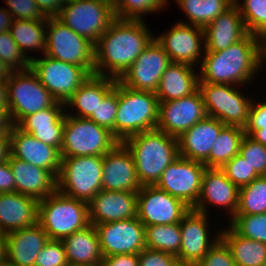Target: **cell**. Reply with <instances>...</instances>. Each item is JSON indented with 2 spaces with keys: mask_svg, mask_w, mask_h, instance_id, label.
<instances>
[{
  "mask_svg": "<svg viewBox=\"0 0 266 266\" xmlns=\"http://www.w3.org/2000/svg\"><path fill=\"white\" fill-rule=\"evenodd\" d=\"M118 143L119 141L109 129L89 118L66 114L61 157L104 156Z\"/></svg>",
  "mask_w": 266,
  "mask_h": 266,
  "instance_id": "obj_7",
  "label": "cell"
},
{
  "mask_svg": "<svg viewBox=\"0 0 266 266\" xmlns=\"http://www.w3.org/2000/svg\"><path fill=\"white\" fill-rule=\"evenodd\" d=\"M118 110V80L115 87L99 103L94 114L89 118L100 126L109 129L115 137V119Z\"/></svg>",
  "mask_w": 266,
  "mask_h": 266,
  "instance_id": "obj_42",
  "label": "cell"
},
{
  "mask_svg": "<svg viewBox=\"0 0 266 266\" xmlns=\"http://www.w3.org/2000/svg\"><path fill=\"white\" fill-rule=\"evenodd\" d=\"M234 86L237 85L198 83L207 116L216 118L225 125L244 128L254 98H248Z\"/></svg>",
  "mask_w": 266,
  "mask_h": 266,
  "instance_id": "obj_11",
  "label": "cell"
},
{
  "mask_svg": "<svg viewBox=\"0 0 266 266\" xmlns=\"http://www.w3.org/2000/svg\"><path fill=\"white\" fill-rule=\"evenodd\" d=\"M239 155L260 176H266V146L254 141L245 134L240 144Z\"/></svg>",
  "mask_w": 266,
  "mask_h": 266,
  "instance_id": "obj_45",
  "label": "cell"
},
{
  "mask_svg": "<svg viewBox=\"0 0 266 266\" xmlns=\"http://www.w3.org/2000/svg\"><path fill=\"white\" fill-rule=\"evenodd\" d=\"M12 70L0 59V81H7Z\"/></svg>",
  "mask_w": 266,
  "mask_h": 266,
  "instance_id": "obj_58",
  "label": "cell"
},
{
  "mask_svg": "<svg viewBox=\"0 0 266 266\" xmlns=\"http://www.w3.org/2000/svg\"><path fill=\"white\" fill-rule=\"evenodd\" d=\"M244 132L254 141L266 146V101L257 103L252 100Z\"/></svg>",
  "mask_w": 266,
  "mask_h": 266,
  "instance_id": "obj_44",
  "label": "cell"
},
{
  "mask_svg": "<svg viewBox=\"0 0 266 266\" xmlns=\"http://www.w3.org/2000/svg\"><path fill=\"white\" fill-rule=\"evenodd\" d=\"M230 226L242 237L266 244V213L257 215H234Z\"/></svg>",
  "mask_w": 266,
  "mask_h": 266,
  "instance_id": "obj_41",
  "label": "cell"
},
{
  "mask_svg": "<svg viewBox=\"0 0 266 266\" xmlns=\"http://www.w3.org/2000/svg\"><path fill=\"white\" fill-rule=\"evenodd\" d=\"M0 266H11V265L5 261L4 263L0 264Z\"/></svg>",
  "mask_w": 266,
  "mask_h": 266,
  "instance_id": "obj_62",
  "label": "cell"
},
{
  "mask_svg": "<svg viewBox=\"0 0 266 266\" xmlns=\"http://www.w3.org/2000/svg\"><path fill=\"white\" fill-rule=\"evenodd\" d=\"M7 85L8 111L13 125H17L24 117L57 103L31 68L12 71Z\"/></svg>",
  "mask_w": 266,
  "mask_h": 266,
  "instance_id": "obj_9",
  "label": "cell"
},
{
  "mask_svg": "<svg viewBox=\"0 0 266 266\" xmlns=\"http://www.w3.org/2000/svg\"><path fill=\"white\" fill-rule=\"evenodd\" d=\"M34 266H69L61 240H48L36 257Z\"/></svg>",
  "mask_w": 266,
  "mask_h": 266,
  "instance_id": "obj_47",
  "label": "cell"
},
{
  "mask_svg": "<svg viewBox=\"0 0 266 266\" xmlns=\"http://www.w3.org/2000/svg\"><path fill=\"white\" fill-rule=\"evenodd\" d=\"M4 2L13 19L45 20L47 18L37 7L35 0H4Z\"/></svg>",
  "mask_w": 266,
  "mask_h": 266,
  "instance_id": "obj_49",
  "label": "cell"
},
{
  "mask_svg": "<svg viewBox=\"0 0 266 266\" xmlns=\"http://www.w3.org/2000/svg\"><path fill=\"white\" fill-rule=\"evenodd\" d=\"M159 100L155 92L133 90L118 80V110L115 119V138H127L156 129Z\"/></svg>",
  "mask_w": 266,
  "mask_h": 266,
  "instance_id": "obj_4",
  "label": "cell"
},
{
  "mask_svg": "<svg viewBox=\"0 0 266 266\" xmlns=\"http://www.w3.org/2000/svg\"><path fill=\"white\" fill-rule=\"evenodd\" d=\"M187 16L190 25L205 28L221 13L227 10L234 0H175Z\"/></svg>",
  "mask_w": 266,
  "mask_h": 266,
  "instance_id": "obj_35",
  "label": "cell"
},
{
  "mask_svg": "<svg viewBox=\"0 0 266 266\" xmlns=\"http://www.w3.org/2000/svg\"><path fill=\"white\" fill-rule=\"evenodd\" d=\"M145 243L147 249L177 256L181 247L180 224L145 226Z\"/></svg>",
  "mask_w": 266,
  "mask_h": 266,
  "instance_id": "obj_37",
  "label": "cell"
},
{
  "mask_svg": "<svg viewBox=\"0 0 266 266\" xmlns=\"http://www.w3.org/2000/svg\"><path fill=\"white\" fill-rule=\"evenodd\" d=\"M154 39L144 20L116 18L94 45L95 75L119 80Z\"/></svg>",
  "mask_w": 266,
  "mask_h": 266,
  "instance_id": "obj_1",
  "label": "cell"
},
{
  "mask_svg": "<svg viewBox=\"0 0 266 266\" xmlns=\"http://www.w3.org/2000/svg\"><path fill=\"white\" fill-rule=\"evenodd\" d=\"M220 230V238L230 248L237 266H263L266 263V244L242 237L230 225Z\"/></svg>",
  "mask_w": 266,
  "mask_h": 266,
  "instance_id": "obj_33",
  "label": "cell"
},
{
  "mask_svg": "<svg viewBox=\"0 0 266 266\" xmlns=\"http://www.w3.org/2000/svg\"><path fill=\"white\" fill-rule=\"evenodd\" d=\"M65 108L64 103L57 102L52 107L24 117L16 126L43 143L61 150Z\"/></svg>",
  "mask_w": 266,
  "mask_h": 266,
  "instance_id": "obj_26",
  "label": "cell"
},
{
  "mask_svg": "<svg viewBox=\"0 0 266 266\" xmlns=\"http://www.w3.org/2000/svg\"><path fill=\"white\" fill-rule=\"evenodd\" d=\"M10 154L34 166L49 170L56 178L61 166V152L58 148L38 140L13 125L10 131Z\"/></svg>",
  "mask_w": 266,
  "mask_h": 266,
  "instance_id": "obj_22",
  "label": "cell"
},
{
  "mask_svg": "<svg viewBox=\"0 0 266 266\" xmlns=\"http://www.w3.org/2000/svg\"><path fill=\"white\" fill-rule=\"evenodd\" d=\"M248 34L239 9L233 3L204 28L205 51H222Z\"/></svg>",
  "mask_w": 266,
  "mask_h": 266,
  "instance_id": "obj_28",
  "label": "cell"
},
{
  "mask_svg": "<svg viewBox=\"0 0 266 266\" xmlns=\"http://www.w3.org/2000/svg\"><path fill=\"white\" fill-rule=\"evenodd\" d=\"M45 17H56L66 0H35Z\"/></svg>",
  "mask_w": 266,
  "mask_h": 266,
  "instance_id": "obj_53",
  "label": "cell"
},
{
  "mask_svg": "<svg viewBox=\"0 0 266 266\" xmlns=\"http://www.w3.org/2000/svg\"><path fill=\"white\" fill-rule=\"evenodd\" d=\"M117 79L99 75H91L78 90L65 102V107L73 108L75 113H68L73 117L90 118L99 103L115 87Z\"/></svg>",
  "mask_w": 266,
  "mask_h": 266,
  "instance_id": "obj_31",
  "label": "cell"
},
{
  "mask_svg": "<svg viewBox=\"0 0 266 266\" xmlns=\"http://www.w3.org/2000/svg\"><path fill=\"white\" fill-rule=\"evenodd\" d=\"M204 163L179 156L161 174L156 187L194 208L201 192Z\"/></svg>",
  "mask_w": 266,
  "mask_h": 266,
  "instance_id": "obj_13",
  "label": "cell"
},
{
  "mask_svg": "<svg viewBox=\"0 0 266 266\" xmlns=\"http://www.w3.org/2000/svg\"><path fill=\"white\" fill-rule=\"evenodd\" d=\"M49 237L36 224L5 234V261L11 266H34L36 257Z\"/></svg>",
  "mask_w": 266,
  "mask_h": 266,
  "instance_id": "obj_24",
  "label": "cell"
},
{
  "mask_svg": "<svg viewBox=\"0 0 266 266\" xmlns=\"http://www.w3.org/2000/svg\"><path fill=\"white\" fill-rule=\"evenodd\" d=\"M103 156L62 157L57 191L89 203L102 190Z\"/></svg>",
  "mask_w": 266,
  "mask_h": 266,
  "instance_id": "obj_6",
  "label": "cell"
},
{
  "mask_svg": "<svg viewBox=\"0 0 266 266\" xmlns=\"http://www.w3.org/2000/svg\"><path fill=\"white\" fill-rule=\"evenodd\" d=\"M198 83L246 86L261 68V37L248 34L222 51H204Z\"/></svg>",
  "mask_w": 266,
  "mask_h": 266,
  "instance_id": "obj_2",
  "label": "cell"
},
{
  "mask_svg": "<svg viewBox=\"0 0 266 266\" xmlns=\"http://www.w3.org/2000/svg\"><path fill=\"white\" fill-rule=\"evenodd\" d=\"M0 59L12 71L30 68V60L21 52L10 31L0 33Z\"/></svg>",
  "mask_w": 266,
  "mask_h": 266,
  "instance_id": "obj_43",
  "label": "cell"
},
{
  "mask_svg": "<svg viewBox=\"0 0 266 266\" xmlns=\"http://www.w3.org/2000/svg\"><path fill=\"white\" fill-rule=\"evenodd\" d=\"M44 55L84 67L95 74V47L56 17H47L46 50Z\"/></svg>",
  "mask_w": 266,
  "mask_h": 266,
  "instance_id": "obj_10",
  "label": "cell"
},
{
  "mask_svg": "<svg viewBox=\"0 0 266 266\" xmlns=\"http://www.w3.org/2000/svg\"><path fill=\"white\" fill-rule=\"evenodd\" d=\"M46 28L47 18L45 20L14 19L9 31L24 56L32 60L34 57L27 55L31 51H39L44 55L46 50Z\"/></svg>",
  "mask_w": 266,
  "mask_h": 266,
  "instance_id": "obj_34",
  "label": "cell"
},
{
  "mask_svg": "<svg viewBox=\"0 0 266 266\" xmlns=\"http://www.w3.org/2000/svg\"><path fill=\"white\" fill-rule=\"evenodd\" d=\"M249 34L266 35V0H234Z\"/></svg>",
  "mask_w": 266,
  "mask_h": 266,
  "instance_id": "obj_39",
  "label": "cell"
},
{
  "mask_svg": "<svg viewBox=\"0 0 266 266\" xmlns=\"http://www.w3.org/2000/svg\"><path fill=\"white\" fill-rule=\"evenodd\" d=\"M195 68L184 63H171L162 74L158 90L159 102L177 100L198 89L199 76Z\"/></svg>",
  "mask_w": 266,
  "mask_h": 266,
  "instance_id": "obj_32",
  "label": "cell"
},
{
  "mask_svg": "<svg viewBox=\"0 0 266 266\" xmlns=\"http://www.w3.org/2000/svg\"><path fill=\"white\" fill-rule=\"evenodd\" d=\"M0 106H8L7 81H0Z\"/></svg>",
  "mask_w": 266,
  "mask_h": 266,
  "instance_id": "obj_57",
  "label": "cell"
},
{
  "mask_svg": "<svg viewBox=\"0 0 266 266\" xmlns=\"http://www.w3.org/2000/svg\"><path fill=\"white\" fill-rule=\"evenodd\" d=\"M38 202L18 192L0 193V233L5 235L36 224Z\"/></svg>",
  "mask_w": 266,
  "mask_h": 266,
  "instance_id": "obj_29",
  "label": "cell"
},
{
  "mask_svg": "<svg viewBox=\"0 0 266 266\" xmlns=\"http://www.w3.org/2000/svg\"><path fill=\"white\" fill-rule=\"evenodd\" d=\"M141 187L132 154L119 142L103 156L102 189L138 193Z\"/></svg>",
  "mask_w": 266,
  "mask_h": 266,
  "instance_id": "obj_21",
  "label": "cell"
},
{
  "mask_svg": "<svg viewBox=\"0 0 266 266\" xmlns=\"http://www.w3.org/2000/svg\"><path fill=\"white\" fill-rule=\"evenodd\" d=\"M169 266H194V265L187 263L179 258H175Z\"/></svg>",
  "mask_w": 266,
  "mask_h": 266,
  "instance_id": "obj_61",
  "label": "cell"
},
{
  "mask_svg": "<svg viewBox=\"0 0 266 266\" xmlns=\"http://www.w3.org/2000/svg\"><path fill=\"white\" fill-rule=\"evenodd\" d=\"M168 0H115L114 13L117 19L143 20L142 15L164 9Z\"/></svg>",
  "mask_w": 266,
  "mask_h": 266,
  "instance_id": "obj_40",
  "label": "cell"
},
{
  "mask_svg": "<svg viewBox=\"0 0 266 266\" xmlns=\"http://www.w3.org/2000/svg\"><path fill=\"white\" fill-rule=\"evenodd\" d=\"M61 241L69 266H100L103 256L94 225L90 224Z\"/></svg>",
  "mask_w": 266,
  "mask_h": 266,
  "instance_id": "obj_30",
  "label": "cell"
},
{
  "mask_svg": "<svg viewBox=\"0 0 266 266\" xmlns=\"http://www.w3.org/2000/svg\"><path fill=\"white\" fill-rule=\"evenodd\" d=\"M10 154V133H0V163L8 160Z\"/></svg>",
  "mask_w": 266,
  "mask_h": 266,
  "instance_id": "obj_55",
  "label": "cell"
},
{
  "mask_svg": "<svg viewBox=\"0 0 266 266\" xmlns=\"http://www.w3.org/2000/svg\"><path fill=\"white\" fill-rule=\"evenodd\" d=\"M209 215L191 208L180 221L181 247L179 258L187 263L196 265L220 239V230L209 236ZM209 237H212L210 239Z\"/></svg>",
  "mask_w": 266,
  "mask_h": 266,
  "instance_id": "obj_19",
  "label": "cell"
},
{
  "mask_svg": "<svg viewBox=\"0 0 266 266\" xmlns=\"http://www.w3.org/2000/svg\"><path fill=\"white\" fill-rule=\"evenodd\" d=\"M5 235L0 233V264L5 262Z\"/></svg>",
  "mask_w": 266,
  "mask_h": 266,
  "instance_id": "obj_60",
  "label": "cell"
},
{
  "mask_svg": "<svg viewBox=\"0 0 266 266\" xmlns=\"http://www.w3.org/2000/svg\"><path fill=\"white\" fill-rule=\"evenodd\" d=\"M240 188L233 184L221 168L206 167L202 176L201 192L193 208L196 211L209 214L207 207L220 206L227 210L230 220L234 217L239 203Z\"/></svg>",
  "mask_w": 266,
  "mask_h": 266,
  "instance_id": "obj_20",
  "label": "cell"
},
{
  "mask_svg": "<svg viewBox=\"0 0 266 266\" xmlns=\"http://www.w3.org/2000/svg\"><path fill=\"white\" fill-rule=\"evenodd\" d=\"M207 116L201 91L177 100L159 102L156 129L179 138L184 132Z\"/></svg>",
  "mask_w": 266,
  "mask_h": 266,
  "instance_id": "obj_16",
  "label": "cell"
},
{
  "mask_svg": "<svg viewBox=\"0 0 266 266\" xmlns=\"http://www.w3.org/2000/svg\"><path fill=\"white\" fill-rule=\"evenodd\" d=\"M227 178L237 187L250 184L260 175L239 154L229 160L222 168Z\"/></svg>",
  "mask_w": 266,
  "mask_h": 266,
  "instance_id": "obj_46",
  "label": "cell"
},
{
  "mask_svg": "<svg viewBox=\"0 0 266 266\" xmlns=\"http://www.w3.org/2000/svg\"><path fill=\"white\" fill-rule=\"evenodd\" d=\"M137 207V218L144 226L180 223L191 209L155 185L141 187L137 193Z\"/></svg>",
  "mask_w": 266,
  "mask_h": 266,
  "instance_id": "obj_14",
  "label": "cell"
},
{
  "mask_svg": "<svg viewBox=\"0 0 266 266\" xmlns=\"http://www.w3.org/2000/svg\"><path fill=\"white\" fill-rule=\"evenodd\" d=\"M102 256L139 254L146 248L145 226L137 218L95 225Z\"/></svg>",
  "mask_w": 266,
  "mask_h": 266,
  "instance_id": "obj_17",
  "label": "cell"
},
{
  "mask_svg": "<svg viewBox=\"0 0 266 266\" xmlns=\"http://www.w3.org/2000/svg\"><path fill=\"white\" fill-rule=\"evenodd\" d=\"M175 258L171 253L145 248L139 253V266H169Z\"/></svg>",
  "mask_w": 266,
  "mask_h": 266,
  "instance_id": "obj_50",
  "label": "cell"
},
{
  "mask_svg": "<svg viewBox=\"0 0 266 266\" xmlns=\"http://www.w3.org/2000/svg\"><path fill=\"white\" fill-rule=\"evenodd\" d=\"M266 35L261 37V68L266 66Z\"/></svg>",
  "mask_w": 266,
  "mask_h": 266,
  "instance_id": "obj_59",
  "label": "cell"
},
{
  "mask_svg": "<svg viewBox=\"0 0 266 266\" xmlns=\"http://www.w3.org/2000/svg\"><path fill=\"white\" fill-rule=\"evenodd\" d=\"M195 266H237L230 248L220 238Z\"/></svg>",
  "mask_w": 266,
  "mask_h": 266,
  "instance_id": "obj_48",
  "label": "cell"
},
{
  "mask_svg": "<svg viewBox=\"0 0 266 266\" xmlns=\"http://www.w3.org/2000/svg\"><path fill=\"white\" fill-rule=\"evenodd\" d=\"M13 20L12 14L7 9L0 7V33L9 31Z\"/></svg>",
  "mask_w": 266,
  "mask_h": 266,
  "instance_id": "obj_56",
  "label": "cell"
},
{
  "mask_svg": "<svg viewBox=\"0 0 266 266\" xmlns=\"http://www.w3.org/2000/svg\"><path fill=\"white\" fill-rule=\"evenodd\" d=\"M132 154L141 186L156 185L163 171L179 157L178 138L153 129L122 142Z\"/></svg>",
  "mask_w": 266,
  "mask_h": 266,
  "instance_id": "obj_3",
  "label": "cell"
},
{
  "mask_svg": "<svg viewBox=\"0 0 266 266\" xmlns=\"http://www.w3.org/2000/svg\"><path fill=\"white\" fill-rule=\"evenodd\" d=\"M244 135V128L226 125L212 146L209 155V168H222L229 160L239 154Z\"/></svg>",
  "mask_w": 266,
  "mask_h": 266,
  "instance_id": "obj_36",
  "label": "cell"
},
{
  "mask_svg": "<svg viewBox=\"0 0 266 266\" xmlns=\"http://www.w3.org/2000/svg\"><path fill=\"white\" fill-rule=\"evenodd\" d=\"M155 39L170 57L171 62L193 67L201 64L205 51L204 28L186 24L184 20L178 21L165 33L155 36Z\"/></svg>",
  "mask_w": 266,
  "mask_h": 266,
  "instance_id": "obj_15",
  "label": "cell"
},
{
  "mask_svg": "<svg viewBox=\"0 0 266 266\" xmlns=\"http://www.w3.org/2000/svg\"><path fill=\"white\" fill-rule=\"evenodd\" d=\"M8 162L15 181V192L40 201L57 190V178L46 169L9 154Z\"/></svg>",
  "mask_w": 266,
  "mask_h": 266,
  "instance_id": "obj_27",
  "label": "cell"
},
{
  "mask_svg": "<svg viewBox=\"0 0 266 266\" xmlns=\"http://www.w3.org/2000/svg\"><path fill=\"white\" fill-rule=\"evenodd\" d=\"M266 213V176L254 179L240 187L239 203L235 215H257Z\"/></svg>",
  "mask_w": 266,
  "mask_h": 266,
  "instance_id": "obj_38",
  "label": "cell"
},
{
  "mask_svg": "<svg viewBox=\"0 0 266 266\" xmlns=\"http://www.w3.org/2000/svg\"><path fill=\"white\" fill-rule=\"evenodd\" d=\"M100 266H139V254L103 256Z\"/></svg>",
  "mask_w": 266,
  "mask_h": 266,
  "instance_id": "obj_51",
  "label": "cell"
},
{
  "mask_svg": "<svg viewBox=\"0 0 266 266\" xmlns=\"http://www.w3.org/2000/svg\"><path fill=\"white\" fill-rule=\"evenodd\" d=\"M137 193L100 190L88 203L92 225L137 217Z\"/></svg>",
  "mask_w": 266,
  "mask_h": 266,
  "instance_id": "obj_23",
  "label": "cell"
},
{
  "mask_svg": "<svg viewBox=\"0 0 266 266\" xmlns=\"http://www.w3.org/2000/svg\"><path fill=\"white\" fill-rule=\"evenodd\" d=\"M171 63L163 47L154 39L119 81L133 90L156 92L162 74Z\"/></svg>",
  "mask_w": 266,
  "mask_h": 266,
  "instance_id": "obj_18",
  "label": "cell"
},
{
  "mask_svg": "<svg viewBox=\"0 0 266 266\" xmlns=\"http://www.w3.org/2000/svg\"><path fill=\"white\" fill-rule=\"evenodd\" d=\"M12 126L8 106H0V133H10Z\"/></svg>",
  "mask_w": 266,
  "mask_h": 266,
  "instance_id": "obj_54",
  "label": "cell"
},
{
  "mask_svg": "<svg viewBox=\"0 0 266 266\" xmlns=\"http://www.w3.org/2000/svg\"><path fill=\"white\" fill-rule=\"evenodd\" d=\"M225 126L216 118L206 116L178 138L179 156L202 162L209 168L212 146Z\"/></svg>",
  "mask_w": 266,
  "mask_h": 266,
  "instance_id": "obj_25",
  "label": "cell"
},
{
  "mask_svg": "<svg viewBox=\"0 0 266 266\" xmlns=\"http://www.w3.org/2000/svg\"><path fill=\"white\" fill-rule=\"evenodd\" d=\"M56 18L94 45L116 19L109 0H66Z\"/></svg>",
  "mask_w": 266,
  "mask_h": 266,
  "instance_id": "obj_8",
  "label": "cell"
},
{
  "mask_svg": "<svg viewBox=\"0 0 266 266\" xmlns=\"http://www.w3.org/2000/svg\"><path fill=\"white\" fill-rule=\"evenodd\" d=\"M38 223L50 240H62L88 225V203L57 190L38 202Z\"/></svg>",
  "mask_w": 266,
  "mask_h": 266,
  "instance_id": "obj_5",
  "label": "cell"
},
{
  "mask_svg": "<svg viewBox=\"0 0 266 266\" xmlns=\"http://www.w3.org/2000/svg\"><path fill=\"white\" fill-rule=\"evenodd\" d=\"M30 68L57 102L64 104L91 76L84 67L46 55L30 60Z\"/></svg>",
  "mask_w": 266,
  "mask_h": 266,
  "instance_id": "obj_12",
  "label": "cell"
},
{
  "mask_svg": "<svg viewBox=\"0 0 266 266\" xmlns=\"http://www.w3.org/2000/svg\"><path fill=\"white\" fill-rule=\"evenodd\" d=\"M15 192V181L8 160L0 163V193Z\"/></svg>",
  "mask_w": 266,
  "mask_h": 266,
  "instance_id": "obj_52",
  "label": "cell"
}]
</instances>
